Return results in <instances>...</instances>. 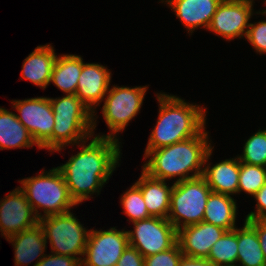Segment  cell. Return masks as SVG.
<instances>
[{
    "label": "cell",
    "instance_id": "34",
    "mask_svg": "<svg viewBox=\"0 0 266 266\" xmlns=\"http://www.w3.org/2000/svg\"><path fill=\"white\" fill-rule=\"evenodd\" d=\"M255 230L266 261V220L245 219Z\"/></svg>",
    "mask_w": 266,
    "mask_h": 266
},
{
    "label": "cell",
    "instance_id": "35",
    "mask_svg": "<svg viewBox=\"0 0 266 266\" xmlns=\"http://www.w3.org/2000/svg\"><path fill=\"white\" fill-rule=\"evenodd\" d=\"M179 266H215V264L207 258H192L183 255Z\"/></svg>",
    "mask_w": 266,
    "mask_h": 266
},
{
    "label": "cell",
    "instance_id": "20",
    "mask_svg": "<svg viewBox=\"0 0 266 266\" xmlns=\"http://www.w3.org/2000/svg\"><path fill=\"white\" fill-rule=\"evenodd\" d=\"M140 188L146 208L152 217L167 219L170 211L171 191L173 185L168 186L165 180L150 177L141 171L140 178L135 182Z\"/></svg>",
    "mask_w": 266,
    "mask_h": 266
},
{
    "label": "cell",
    "instance_id": "37",
    "mask_svg": "<svg viewBox=\"0 0 266 266\" xmlns=\"http://www.w3.org/2000/svg\"><path fill=\"white\" fill-rule=\"evenodd\" d=\"M264 4L266 5V1H264ZM256 14H261V15H266V9L265 10H262V12L261 11H258V12H256Z\"/></svg>",
    "mask_w": 266,
    "mask_h": 266
},
{
    "label": "cell",
    "instance_id": "12",
    "mask_svg": "<svg viewBox=\"0 0 266 266\" xmlns=\"http://www.w3.org/2000/svg\"><path fill=\"white\" fill-rule=\"evenodd\" d=\"M38 223L39 218L19 187L0 200V232L5 239Z\"/></svg>",
    "mask_w": 266,
    "mask_h": 266
},
{
    "label": "cell",
    "instance_id": "16",
    "mask_svg": "<svg viewBox=\"0 0 266 266\" xmlns=\"http://www.w3.org/2000/svg\"><path fill=\"white\" fill-rule=\"evenodd\" d=\"M175 12L188 33L198 27L208 29L213 15L222 0H161Z\"/></svg>",
    "mask_w": 266,
    "mask_h": 266
},
{
    "label": "cell",
    "instance_id": "23",
    "mask_svg": "<svg viewBox=\"0 0 266 266\" xmlns=\"http://www.w3.org/2000/svg\"><path fill=\"white\" fill-rule=\"evenodd\" d=\"M83 64V58L79 55H59L51 73L50 84L52 82L65 94H75Z\"/></svg>",
    "mask_w": 266,
    "mask_h": 266
},
{
    "label": "cell",
    "instance_id": "36",
    "mask_svg": "<svg viewBox=\"0 0 266 266\" xmlns=\"http://www.w3.org/2000/svg\"><path fill=\"white\" fill-rule=\"evenodd\" d=\"M224 1H227V2H233V3H245V4H248V5H253L254 3V0H224Z\"/></svg>",
    "mask_w": 266,
    "mask_h": 266
},
{
    "label": "cell",
    "instance_id": "21",
    "mask_svg": "<svg viewBox=\"0 0 266 266\" xmlns=\"http://www.w3.org/2000/svg\"><path fill=\"white\" fill-rule=\"evenodd\" d=\"M237 208L233 197L211 191L206 203L203 222L231 231L236 228Z\"/></svg>",
    "mask_w": 266,
    "mask_h": 266
},
{
    "label": "cell",
    "instance_id": "4",
    "mask_svg": "<svg viewBox=\"0 0 266 266\" xmlns=\"http://www.w3.org/2000/svg\"><path fill=\"white\" fill-rule=\"evenodd\" d=\"M54 114L52 152H61L68 145H78L94 136L93 113L75 95L50 98Z\"/></svg>",
    "mask_w": 266,
    "mask_h": 266
},
{
    "label": "cell",
    "instance_id": "24",
    "mask_svg": "<svg viewBox=\"0 0 266 266\" xmlns=\"http://www.w3.org/2000/svg\"><path fill=\"white\" fill-rule=\"evenodd\" d=\"M237 264L239 266H266L256 230L246 220H244L243 227L238 228Z\"/></svg>",
    "mask_w": 266,
    "mask_h": 266
},
{
    "label": "cell",
    "instance_id": "28",
    "mask_svg": "<svg viewBox=\"0 0 266 266\" xmlns=\"http://www.w3.org/2000/svg\"><path fill=\"white\" fill-rule=\"evenodd\" d=\"M120 203L123 213L132 223L152 217L146 208L142 192L135 183L121 195Z\"/></svg>",
    "mask_w": 266,
    "mask_h": 266
},
{
    "label": "cell",
    "instance_id": "22",
    "mask_svg": "<svg viewBox=\"0 0 266 266\" xmlns=\"http://www.w3.org/2000/svg\"><path fill=\"white\" fill-rule=\"evenodd\" d=\"M38 146L16 113L0 106V150Z\"/></svg>",
    "mask_w": 266,
    "mask_h": 266
},
{
    "label": "cell",
    "instance_id": "15",
    "mask_svg": "<svg viewBox=\"0 0 266 266\" xmlns=\"http://www.w3.org/2000/svg\"><path fill=\"white\" fill-rule=\"evenodd\" d=\"M225 232L221 227L202 221L178 230L177 242L184 256L208 258L211 247Z\"/></svg>",
    "mask_w": 266,
    "mask_h": 266
},
{
    "label": "cell",
    "instance_id": "8",
    "mask_svg": "<svg viewBox=\"0 0 266 266\" xmlns=\"http://www.w3.org/2000/svg\"><path fill=\"white\" fill-rule=\"evenodd\" d=\"M148 86H115L109 88L103 99L102 116L110 133L96 135L97 137H109L119 140L117 134L123 132L128 123L137 116L142 105Z\"/></svg>",
    "mask_w": 266,
    "mask_h": 266
},
{
    "label": "cell",
    "instance_id": "3",
    "mask_svg": "<svg viewBox=\"0 0 266 266\" xmlns=\"http://www.w3.org/2000/svg\"><path fill=\"white\" fill-rule=\"evenodd\" d=\"M156 96L159 103L158 120L151 131L144 155L148 151L197 136L206 124L205 107L164 92Z\"/></svg>",
    "mask_w": 266,
    "mask_h": 266
},
{
    "label": "cell",
    "instance_id": "30",
    "mask_svg": "<svg viewBox=\"0 0 266 266\" xmlns=\"http://www.w3.org/2000/svg\"><path fill=\"white\" fill-rule=\"evenodd\" d=\"M245 39L257 54L266 53V20L250 23Z\"/></svg>",
    "mask_w": 266,
    "mask_h": 266
},
{
    "label": "cell",
    "instance_id": "32",
    "mask_svg": "<svg viewBox=\"0 0 266 266\" xmlns=\"http://www.w3.org/2000/svg\"><path fill=\"white\" fill-rule=\"evenodd\" d=\"M255 198L256 210L251 211L245 217V219L253 220H266V183L259 189V191L253 196ZM256 211V212H255Z\"/></svg>",
    "mask_w": 266,
    "mask_h": 266
},
{
    "label": "cell",
    "instance_id": "25",
    "mask_svg": "<svg viewBox=\"0 0 266 266\" xmlns=\"http://www.w3.org/2000/svg\"><path fill=\"white\" fill-rule=\"evenodd\" d=\"M238 228L226 231L210 249L208 258L215 265L237 264Z\"/></svg>",
    "mask_w": 266,
    "mask_h": 266
},
{
    "label": "cell",
    "instance_id": "17",
    "mask_svg": "<svg viewBox=\"0 0 266 266\" xmlns=\"http://www.w3.org/2000/svg\"><path fill=\"white\" fill-rule=\"evenodd\" d=\"M214 146L208 151L204 161L203 177L213 192L225 195L237 194L240 161L238 157L222 160L211 167L209 164ZM208 162V164H207Z\"/></svg>",
    "mask_w": 266,
    "mask_h": 266
},
{
    "label": "cell",
    "instance_id": "7",
    "mask_svg": "<svg viewBox=\"0 0 266 266\" xmlns=\"http://www.w3.org/2000/svg\"><path fill=\"white\" fill-rule=\"evenodd\" d=\"M72 213L68 211L49 215L40 218L39 223L43 228L46 240H49L50 253L68 255L82 261L90 230L84 228Z\"/></svg>",
    "mask_w": 266,
    "mask_h": 266
},
{
    "label": "cell",
    "instance_id": "18",
    "mask_svg": "<svg viewBox=\"0 0 266 266\" xmlns=\"http://www.w3.org/2000/svg\"><path fill=\"white\" fill-rule=\"evenodd\" d=\"M14 247L15 266H28L36 260L33 266L44 258L47 240L40 223L20 233L6 238Z\"/></svg>",
    "mask_w": 266,
    "mask_h": 266
},
{
    "label": "cell",
    "instance_id": "19",
    "mask_svg": "<svg viewBox=\"0 0 266 266\" xmlns=\"http://www.w3.org/2000/svg\"><path fill=\"white\" fill-rule=\"evenodd\" d=\"M57 57L52 45L37 46L24 59L21 79L28 80L44 90L50 84L51 73Z\"/></svg>",
    "mask_w": 266,
    "mask_h": 266
},
{
    "label": "cell",
    "instance_id": "2",
    "mask_svg": "<svg viewBox=\"0 0 266 266\" xmlns=\"http://www.w3.org/2000/svg\"><path fill=\"white\" fill-rule=\"evenodd\" d=\"M206 127L190 139L179 141L170 146L148 151L142 171L152 178L174 183L203 175L206 154L212 148ZM192 174H190V173Z\"/></svg>",
    "mask_w": 266,
    "mask_h": 266
},
{
    "label": "cell",
    "instance_id": "9",
    "mask_svg": "<svg viewBox=\"0 0 266 266\" xmlns=\"http://www.w3.org/2000/svg\"><path fill=\"white\" fill-rule=\"evenodd\" d=\"M19 114L17 119L27 128L39 149L52 152L54 114L50 97H35L11 101Z\"/></svg>",
    "mask_w": 266,
    "mask_h": 266
},
{
    "label": "cell",
    "instance_id": "27",
    "mask_svg": "<svg viewBox=\"0 0 266 266\" xmlns=\"http://www.w3.org/2000/svg\"><path fill=\"white\" fill-rule=\"evenodd\" d=\"M266 183V167L240 162L237 194L245 192L254 196Z\"/></svg>",
    "mask_w": 266,
    "mask_h": 266
},
{
    "label": "cell",
    "instance_id": "5",
    "mask_svg": "<svg viewBox=\"0 0 266 266\" xmlns=\"http://www.w3.org/2000/svg\"><path fill=\"white\" fill-rule=\"evenodd\" d=\"M44 171L38 173L37 176L18 181L22 185L19 188L25 194L39 219L71 211L77 205L72 199L63 174L58 167ZM38 209L44 211V215Z\"/></svg>",
    "mask_w": 266,
    "mask_h": 266
},
{
    "label": "cell",
    "instance_id": "13",
    "mask_svg": "<svg viewBox=\"0 0 266 266\" xmlns=\"http://www.w3.org/2000/svg\"><path fill=\"white\" fill-rule=\"evenodd\" d=\"M253 11L252 5L222 0L207 30L228 41L246 37Z\"/></svg>",
    "mask_w": 266,
    "mask_h": 266
},
{
    "label": "cell",
    "instance_id": "11",
    "mask_svg": "<svg viewBox=\"0 0 266 266\" xmlns=\"http://www.w3.org/2000/svg\"><path fill=\"white\" fill-rule=\"evenodd\" d=\"M128 245V233L125 229H90L81 266H116Z\"/></svg>",
    "mask_w": 266,
    "mask_h": 266
},
{
    "label": "cell",
    "instance_id": "1",
    "mask_svg": "<svg viewBox=\"0 0 266 266\" xmlns=\"http://www.w3.org/2000/svg\"><path fill=\"white\" fill-rule=\"evenodd\" d=\"M78 144L81 150L58 169L63 174L72 199L77 205L100 191L112 176L121 157L119 140L93 136Z\"/></svg>",
    "mask_w": 266,
    "mask_h": 266
},
{
    "label": "cell",
    "instance_id": "33",
    "mask_svg": "<svg viewBox=\"0 0 266 266\" xmlns=\"http://www.w3.org/2000/svg\"><path fill=\"white\" fill-rule=\"evenodd\" d=\"M116 266H144V256L136 248L128 245Z\"/></svg>",
    "mask_w": 266,
    "mask_h": 266
},
{
    "label": "cell",
    "instance_id": "14",
    "mask_svg": "<svg viewBox=\"0 0 266 266\" xmlns=\"http://www.w3.org/2000/svg\"><path fill=\"white\" fill-rule=\"evenodd\" d=\"M111 74L110 69L101 64L84 63L78 78L75 95L93 113V130H95L97 123L95 110L97 106H100L109 90Z\"/></svg>",
    "mask_w": 266,
    "mask_h": 266
},
{
    "label": "cell",
    "instance_id": "31",
    "mask_svg": "<svg viewBox=\"0 0 266 266\" xmlns=\"http://www.w3.org/2000/svg\"><path fill=\"white\" fill-rule=\"evenodd\" d=\"M36 266H81V261L72 256L51 253L46 254Z\"/></svg>",
    "mask_w": 266,
    "mask_h": 266
},
{
    "label": "cell",
    "instance_id": "26",
    "mask_svg": "<svg viewBox=\"0 0 266 266\" xmlns=\"http://www.w3.org/2000/svg\"><path fill=\"white\" fill-rule=\"evenodd\" d=\"M240 162L266 167V129H259L250 136L243 146V152L237 156Z\"/></svg>",
    "mask_w": 266,
    "mask_h": 266
},
{
    "label": "cell",
    "instance_id": "38",
    "mask_svg": "<svg viewBox=\"0 0 266 266\" xmlns=\"http://www.w3.org/2000/svg\"><path fill=\"white\" fill-rule=\"evenodd\" d=\"M215 266H239L237 264H229V265H215Z\"/></svg>",
    "mask_w": 266,
    "mask_h": 266
},
{
    "label": "cell",
    "instance_id": "29",
    "mask_svg": "<svg viewBox=\"0 0 266 266\" xmlns=\"http://www.w3.org/2000/svg\"><path fill=\"white\" fill-rule=\"evenodd\" d=\"M183 256L177 242L172 248L152 256L144 257V266H179Z\"/></svg>",
    "mask_w": 266,
    "mask_h": 266
},
{
    "label": "cell",
    "instance_id": "10",
    "mask_svg": "<svg viewBox=\"0 0 266 266\" xmlns=\"http://www.w3.org/2000/svg\"><path fill=\"white\" fill-rule=\"evenodd\" d=\"M133 225V231H127L129 245L144 257L166 251L177 243L178 231L168 219L150 217Z\"/></svg>",
    "mask_w": 266,
    "mask_h": 266
},
{
    "label": "cell",
    "instance_id": "6",
    "mask_svg": "<svg viewBox=\"0 0 266 266\" xmlns=\"http://www.w3.org/2000/svg\"><path fill=\"white\" fill-rule=\"evenodd\" d=\"M211 191L203 176L174 183L167 219L177 231L203 221Z\"/></svg>",
    "mask_w": 266,
    "mask_h": 266
}]
</instances>
